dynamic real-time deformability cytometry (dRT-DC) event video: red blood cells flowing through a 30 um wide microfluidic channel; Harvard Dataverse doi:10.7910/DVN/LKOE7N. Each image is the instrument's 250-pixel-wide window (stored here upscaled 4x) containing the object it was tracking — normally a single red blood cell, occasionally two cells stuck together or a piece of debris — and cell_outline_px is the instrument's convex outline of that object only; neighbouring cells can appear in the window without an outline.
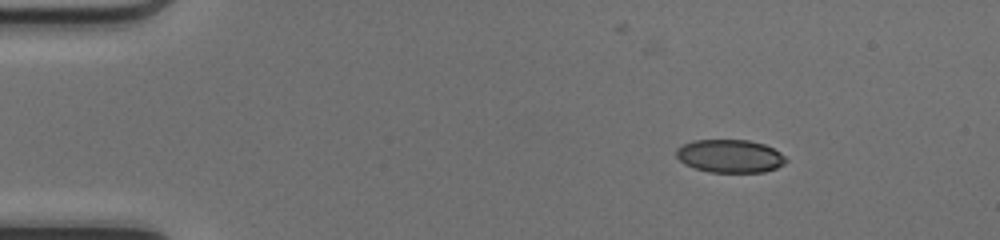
{"species": "common noctule bat (a hibernating species)", "species_latin": "Nyctalus noctula", "temperature_condition": "cold", "stored_images_in_passage": 24, "camera_frame_rate_fps": 3000, "um_per_image_px": 0.085, "animal": {"sex": "female", "body_mass_g": 17.0, "forearm_length_mm": 48.0}, "frame": {"image": 1, "passage_image": 1, "time_ms": 0.0, "image_size_px": [1000, 240], "cell_outline_px": [[788, 160], [784, 164], [776, 168], [764, 172], [708, 172], [684, 164], [676, 156], [676, 148], [692, 140], [748, 140], [764, 144], [780, 152]], "centroid_in_image_um": [62.04, 13.27], "position_along_channel_um": 23.0, "area_um2": 21.15}}
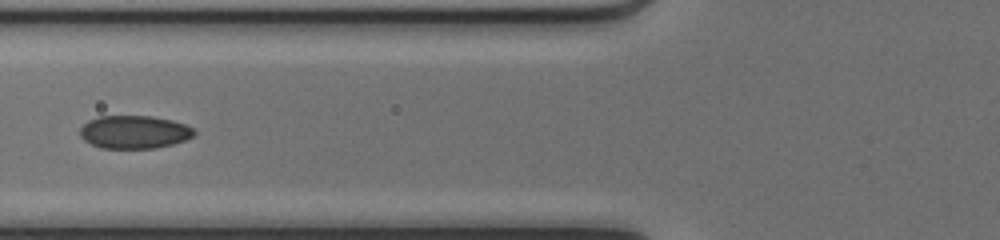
{"frame": {"image": 2, "passage_image": 14, "time_ms": 4.333, "image_size_px": [1000, 240], "cell_outline_px": [[196, 132], [192, 136], [184, 140], [172, 144], [156, 148], [100, 148], [84, 140], [80, 136], [80, 128], [88, 120], [100, 116], [152, 116], [172, 120], [196, 128]], "centroid_in_image_um": [11.41, 11.22], "position_along_channel_um": 114.4, "area_um2": 22.02}}
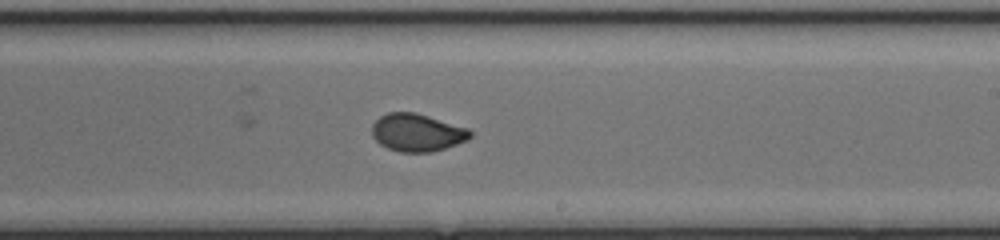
{"frame": {"image": 3, "passage_image": 24, "time_ms": 7.667, "image_size_px": [1000, 240], "cell_outline_px": [[472, 136], [468, 140], [432, 152], [400, 152], [388, 148], [380, 144], [372, 136], [372, 124], [380, 116], [388, 112], [416, 112], [468, 128], [472, 132]], "centroid_in_image_um": [35.45, 11.26], "position_along_channel_um": 253.6, "area_um2": 21.62}}